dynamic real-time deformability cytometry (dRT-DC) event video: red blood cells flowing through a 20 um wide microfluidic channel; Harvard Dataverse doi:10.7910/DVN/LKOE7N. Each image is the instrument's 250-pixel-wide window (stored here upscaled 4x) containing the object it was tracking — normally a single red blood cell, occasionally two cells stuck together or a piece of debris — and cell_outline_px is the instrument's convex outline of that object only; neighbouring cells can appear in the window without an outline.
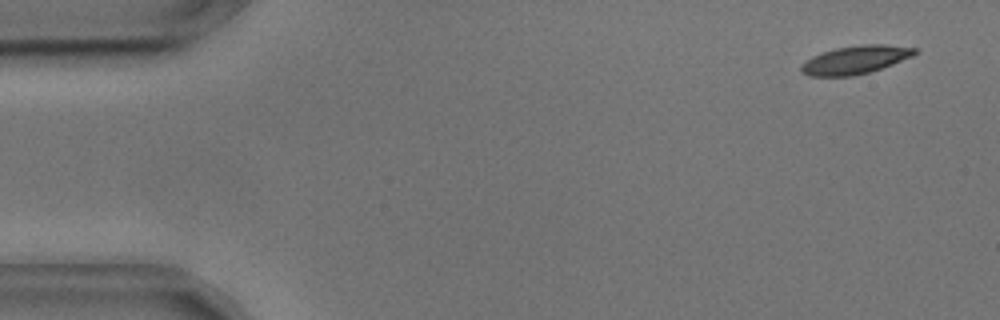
{"species": "common noctule bat (a hibernating species)", "species_latin": "Nyctalus noctula", "temperature_condition": "cold", "stored_images_in_passage": 15, "camera_frame_rate_fps": 3000, "um_per_image_px": 0.085, "animal": {"sex": "male", "body_mass_g": 17.9, "forearm_length_mm": 54.2}, "frame": {"image": 1, "passage_image": 3, "time_ms": 0.667, "image_size_px": [1000, 320], "cell_outline_px": [[920, 52], [912, 56], [892, 64], [868, 72], [852, 76], [808, 76], [800, 72], [800, 64], [812, 56], [836, 48], [860, 44], [884, 44], [916, 48]], "centroid_in_image_um": [72.68, 5.08], "position_along_channel_um": 12.3, "area_um2": 18.67}}